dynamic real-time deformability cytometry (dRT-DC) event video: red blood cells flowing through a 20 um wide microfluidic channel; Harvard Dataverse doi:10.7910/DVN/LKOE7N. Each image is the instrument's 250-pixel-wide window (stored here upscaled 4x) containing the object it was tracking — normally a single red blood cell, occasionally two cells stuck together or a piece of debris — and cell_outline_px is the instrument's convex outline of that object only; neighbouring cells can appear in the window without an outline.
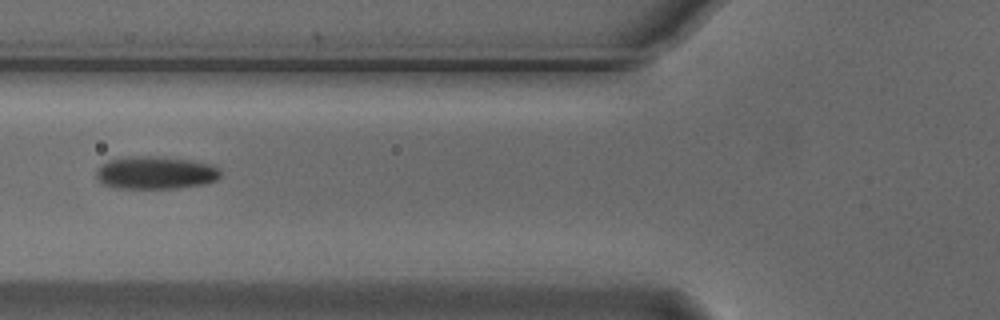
{"species": "Egyptian fruit bat (a non-hibernating species)", "species_latin": "Rousettus aegyptiacus", "temperature_condition": "cold", "stored_images_in_passage": 6, "camera_frame_rate_fps": 3000, "um_per_image_px": 0.085, "animal": {"sex": "male"}, "frame": {"image": 1, "passage_image": 6, "time_ms": 1.667, "image_size_px": [1000, 320], "cell_outline_px": [[220, 176], [216, 180], [204, 184], [176, 188], [112, 188], [104, 184], [96, 176], [96, 168], [108, 160], [128, 156], [152, 156], [188, 160], [212, 164], [220, 168]], "centroid_in_image_um": [13.21, 14.68], "position_along_channel_um": 112.6, "area_um2": 23.76}}